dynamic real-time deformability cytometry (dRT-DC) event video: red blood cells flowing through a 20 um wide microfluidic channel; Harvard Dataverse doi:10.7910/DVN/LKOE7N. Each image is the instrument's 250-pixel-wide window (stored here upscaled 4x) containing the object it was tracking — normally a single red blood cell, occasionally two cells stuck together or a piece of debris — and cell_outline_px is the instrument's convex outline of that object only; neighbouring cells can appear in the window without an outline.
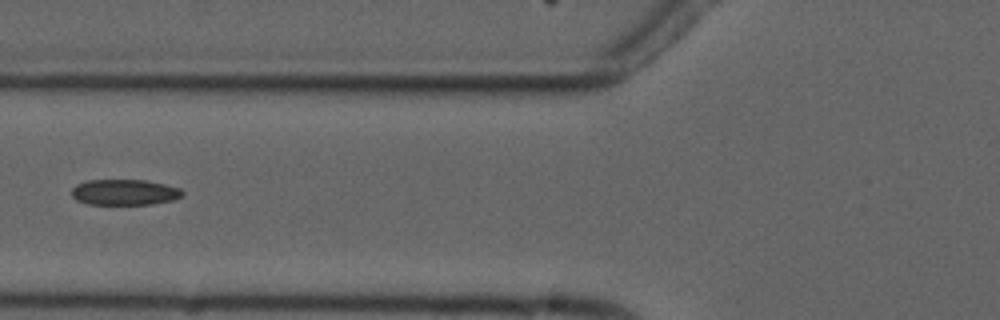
{"species": "common noctule bat (a hibernating species)", "species_latin": "Nyctalus noctula", "temperature_condition": "cold", "stored_images_in_passage": 6, "camera_frame_rate_fps": 3000, "um_per_image_px": 0.085, "animal": {"sex": "male", "forearm_length_mm": 52.5}, "frame": {"image": 1, "passage_image": 6, "time_ms": 5.667, "image_size_px": [1000, 320], "cell_outline_px": [[184, 196], [172, 200], [152, 204], [88, 204], [76, 200], [72, 196], [72, 188], [76, 184], [88, 180], [144, 180], [164, 184], [180, 188], [184, 192]], "centroid_in_image_um": [10.59, 16.34], "position_along_channel_um": 115.2, "area_um2": 16.65}}